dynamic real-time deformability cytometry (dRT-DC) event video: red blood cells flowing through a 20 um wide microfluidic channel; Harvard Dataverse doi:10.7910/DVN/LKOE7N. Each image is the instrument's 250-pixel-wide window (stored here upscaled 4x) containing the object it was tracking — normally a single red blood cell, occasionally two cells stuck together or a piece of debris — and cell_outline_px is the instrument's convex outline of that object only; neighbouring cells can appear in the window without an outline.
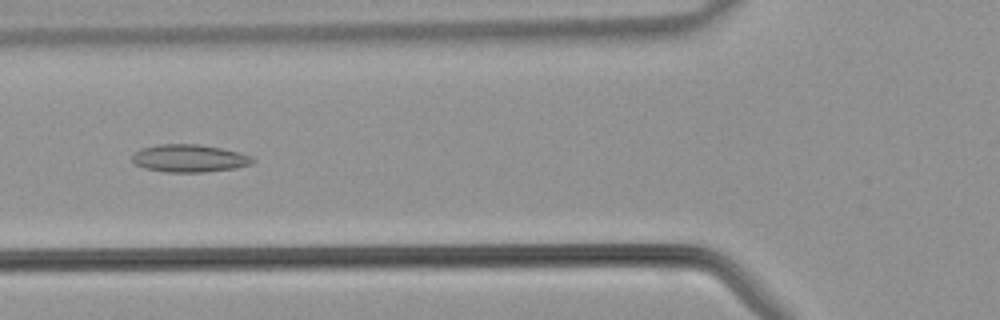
{"species": "common noctule bat (a hibernating species)", "species_latin": "Nyctalus noctula", "temperature_condition": "warm", "stored_images_in_passage": 36, "camera_frame_rate_fps": 3000, "um_per_image_px": 0.085, "animal": {"sex": "male", "body_mass_g": 21.5, "forearm_length_mm": 52.0}, "frame": {"image": 1, "passage_image": 15, "time_ms": 4.667, "image_size_px": [1000, 320], "cell_outline_px": [[256, 160], [248, 164], [232, 168], [204, 172], [168, 172], [148, 168], [136, 164], [132, 160], [132, 156], [136, 152], [144, 148], [160, 144], [196, 144], [220, 148], [252, 156]], "centroid_in_image_um": [16.09, 13.45], "position_along_channel_um": 109.7, "area_um2": 18.84}}
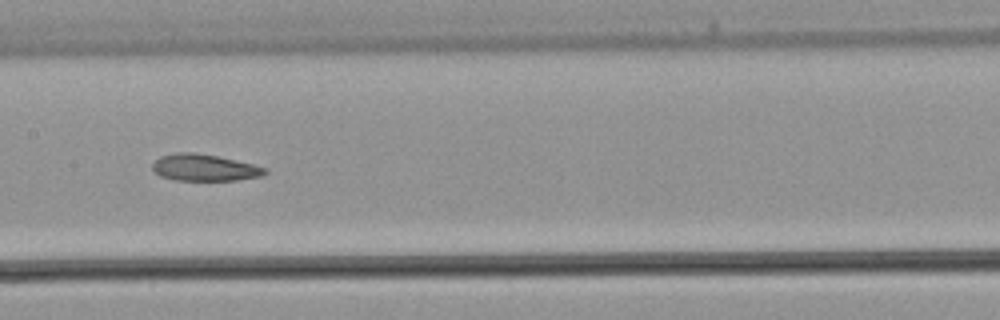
{"frame": {"image": 2, "passage_image": 20, "time_ms": 6.333, "image_size_px": [1000, 320], "cell_outline_px": [[268, 172], [260, 176], [236, 180], [176, 180], [164, 176], [156, 172], [152, 168], [152, 164], [160, 156], [180, 152], [196, 152], [216, 156], [252, 164], [264, 168]], "centroid_in_image_um": [17.36, 14.24], "position_along_channel_um": 190.0, "area_um2": 17.11}}
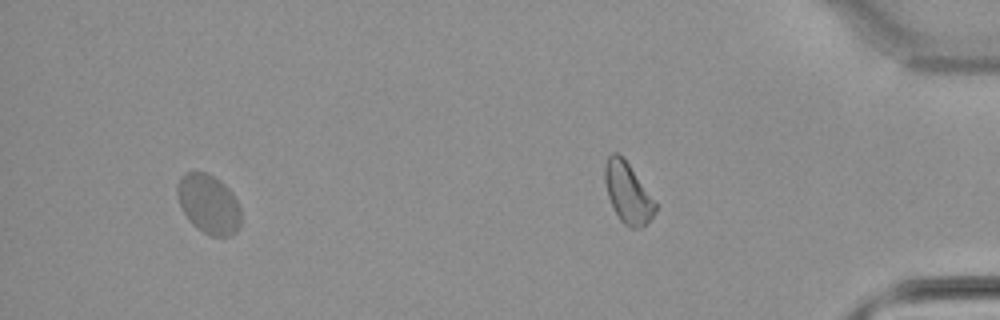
{"frame": {"image": 3, "passage_image": 33, "time_ms": 10.667, "image_size_px": [1000, 320], "cell_outline_px": [[240, 228], [236, 232], [228, 236], [212, 236], [204, 232], [192, 224], [184, 212], [180, 204], [176, 188], [180, 176], [184, 172], [204, 172], [220, 180], [228, 188], [236, 200], [240, 208]], "centroid_in_image_um": [17.73, 17.34], "position_along_channel_um": 417.5, "area_um2": 21.79}}